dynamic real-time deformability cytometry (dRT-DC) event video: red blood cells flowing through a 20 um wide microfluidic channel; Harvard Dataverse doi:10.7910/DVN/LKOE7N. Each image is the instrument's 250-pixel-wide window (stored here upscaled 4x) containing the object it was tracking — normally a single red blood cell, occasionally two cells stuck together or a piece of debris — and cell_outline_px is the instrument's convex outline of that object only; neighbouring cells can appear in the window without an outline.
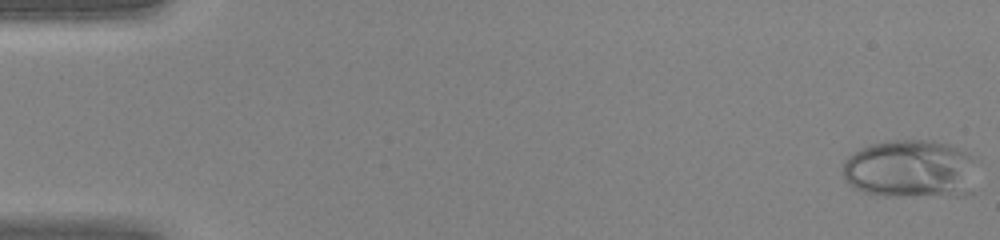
{"species": "human", "species_latin": "Homo sapiens", "temperature_condition": "warm", "stored_images_in_passage": 45, "camera_frame_rate_fps": 3000, "um_per_image_px": 0.085, "donor": {"sex": "female"}, "frame": {"image": 1, "passage_image": 1, "time_ms": 0.0, "image_size_px": [1000, 240], "cell_outline_px": [[972, 192], [956, 196], [884, 196], [864, 192], [852, 188], [844, 180], [844, 160], [848, 156], [860, 148], [872, 144], [888, 140], [932, 140], [948, 144], [968, 152], [972, 156]], "centroid_in_image_um": [77.35, 14.38], "position_along_channel_um": 7.7, "area_um2": 45.95}}
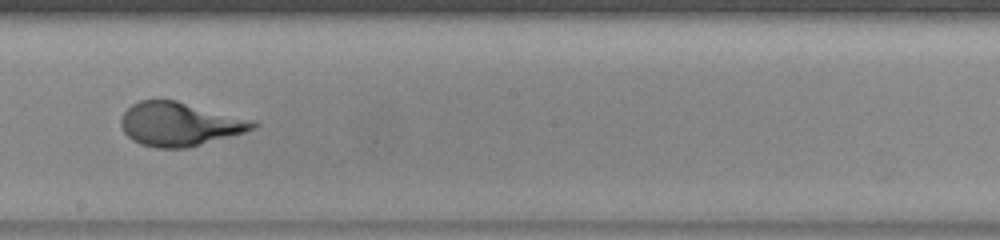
{"frame": {"image": 2, "passage_image": 26, "time_ms": 8.333, "image_size_px": [1000, 240], "cell_outline_px": [[260, 124], [256, 128], [244, 132], [188, 148], [156, 148], [140, 144], [132, 140], [124, 132], [120, 124], [120, 120], [124, 112], [132, 104], [140, 100], [176, 100], [256, 120]], "centroid_in_image_um": [15.29, 10.55], "position_along_channel_um": 232.9, "area_um2": 33.81}}
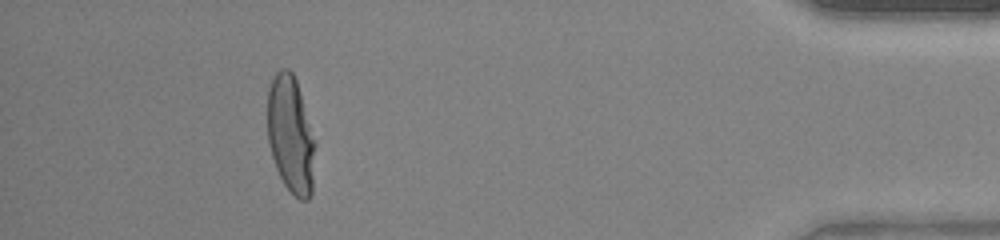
{"frame": {"image": 3, "passage_image": 41, "time_ms": 13.333, "image_size_px": [1000, 240], "cell_outline_px": [[316, 144], [312, 192], [308, 200], [300, 200], [284, 184], [276, 168], [268, 144], [268, 88], [272, 76], [280, 68], [288, 68], [292, 72], [296, 80], [316, 140]], "centroid_in_image_um": [24.72, 11.43], "position_along_channel_um": 410.5, "area_um2": 32.89}}